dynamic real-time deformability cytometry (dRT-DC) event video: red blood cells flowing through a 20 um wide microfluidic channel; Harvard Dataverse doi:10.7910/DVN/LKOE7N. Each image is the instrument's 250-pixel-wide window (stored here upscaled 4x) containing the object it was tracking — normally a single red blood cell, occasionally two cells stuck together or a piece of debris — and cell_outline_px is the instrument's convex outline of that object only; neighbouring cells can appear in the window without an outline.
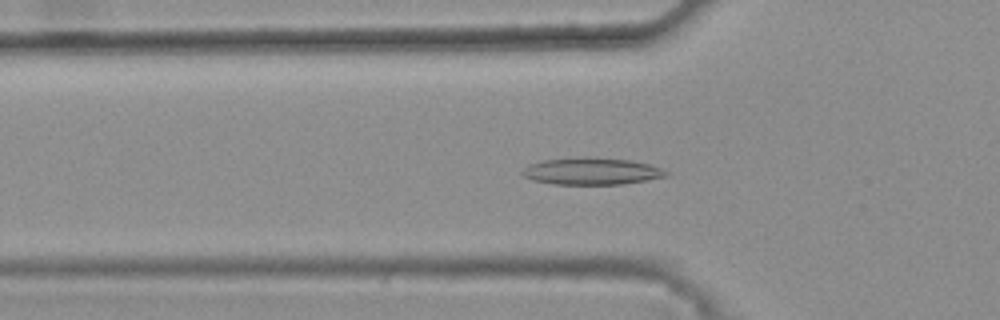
{"species": "common noctule bat (a hibernating species)", "species_latin": "Nyctalus noctula", "temperature_condition": "warm", "stored_images_in_passage": 29, "camera_frame_rate_fps": 3000, "um_per_image_px": 0.085, "animal": {"sex": "female", "body_mass_g": 25.1}, "frame": {"image": 1, "passage_image": 2, "time_ms": 0.333, "image_size_px": [1000, 320], "cell_outline_px": [[668, 176], [648, 180], [620, 184], [552, 184], [532, 180], [524, 176], [520, 172], [528, 164], [544, 160], [628, 160], [648, 164], [660, 168], [668, 172]], "centroid_in_image_um": [50.28, 14.61], "position_along_channel_um": 75.5, "area_um2": 21.39}}
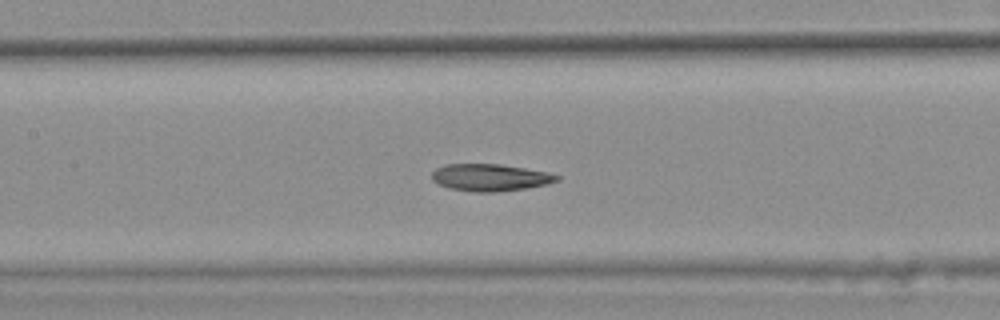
{"frame": {"image": 2, "passage_image": 9, "time_ms": 2.667, "image_size_px": [1000, 320], "cell_outline_px": [[560, 180], [548, 184], [528, 188], [492, 192], [472, 192], [448, 188], [432, 180], [432, 172], [436, 168], [444, 164], [500, 164], [548, 172], [560, 176]], "centroid_in_image_um": [41.67, 15.09], "position_along_channel_um": 165.7, "area_um2": 19.83}}
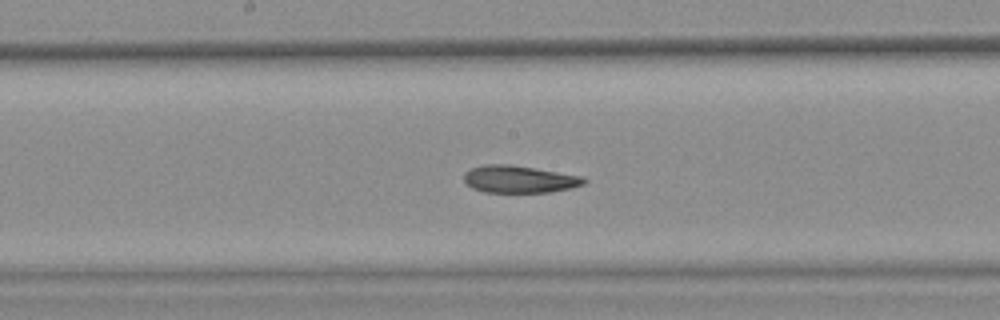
{"frame": {"image": 3, "passage_image": 12, "time_ms": 3.667, "image_size_px": [1000, 320], "cell_outline_px": [[588, 180], [584, 184], [572, 188], [552, 192], [484, 192], [472, 188], [464, 180], [464, 172], [472, 168], [484, 164], [508, 164], [584, 176]], "centroid_in_image_um": [44.16, 15.23], "position_along_channel_um": 204.0, "area_um2": 19.13}, "authors_computed_cell_mechanics": {"area_um2": 19.652, "velocity_mm_per_s": 3.855, "shape_relaxation_time_tau1_ms": 9.8782, "shape_relaxation_time_tau2_ms": 4.4762, "deformation_change_tau1": 0.2416, "deformation_change_tau2": 0.1263}}